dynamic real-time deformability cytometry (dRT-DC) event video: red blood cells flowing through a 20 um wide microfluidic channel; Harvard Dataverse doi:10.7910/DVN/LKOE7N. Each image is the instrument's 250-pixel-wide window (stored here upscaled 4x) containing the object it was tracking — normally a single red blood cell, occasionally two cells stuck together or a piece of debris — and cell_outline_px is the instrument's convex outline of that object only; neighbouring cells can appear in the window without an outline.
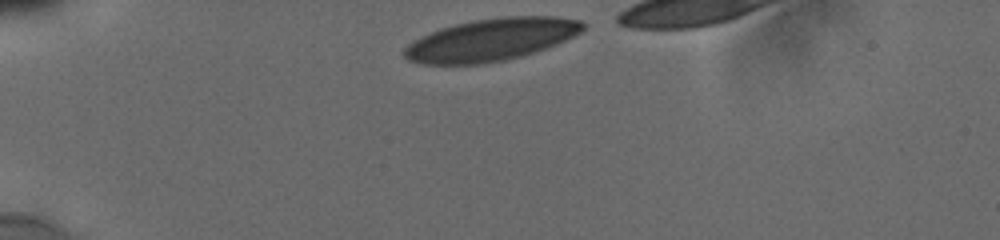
{"species": "human", "species_latin": "Homo sapiens", "temperature_condition": "cold", "stored_images_in_passage": 10, "camera_frame_rate_fps": 3000, "um_per_image_px": 0.085, "donor": {"sex": "male"}, "frame": {"image": 1, "passage_image": 1, "time_ms": 0.0, "image_size_px": [1000, 240], "cell_outline_px": [[584, 28], [580, 32], [556, 44], [536, 52], [504, 60], [484, 64], [424, 64], [408, 60], [404, 56], [404, 48], [408, 44], [440, 28], [472, 20], [500, 16], [556, 16], [580, 20], [584, 24]], "centroid_in_image_um": [41.76, 3.37], "position_along_channel_um": 43.2, "area_um2": 43.81}}
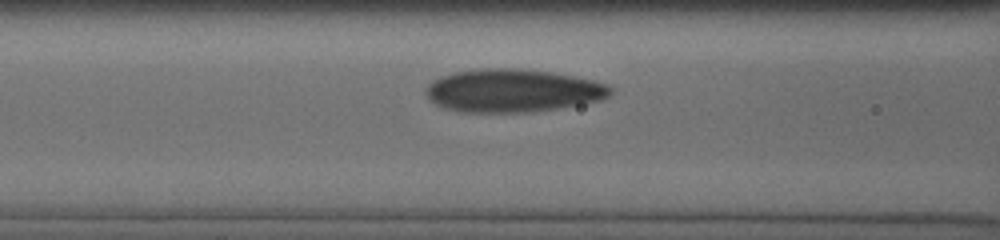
{"frame": {"image": 2, "passage_image": 9, "time_ms": 3.333, "image_size_px": [1000, 240], "cell_outline_px": [[612, 92], [608, 96], [600, 100], [580, 104], [556, 108], [528, 112], [460, 112], [444, 108], [428, 100], [424, 92], [424, 88], [432, 80], [440, 76], [452, 72], [480, 68], [512, 68], [548, 72], [572, 76], [592, 80], [608, 84], [612, 88]], "centroid_in_image_um": [43.5, 7.7], "position_along_channel_um": 123.1, "area_um2": 46.36}}